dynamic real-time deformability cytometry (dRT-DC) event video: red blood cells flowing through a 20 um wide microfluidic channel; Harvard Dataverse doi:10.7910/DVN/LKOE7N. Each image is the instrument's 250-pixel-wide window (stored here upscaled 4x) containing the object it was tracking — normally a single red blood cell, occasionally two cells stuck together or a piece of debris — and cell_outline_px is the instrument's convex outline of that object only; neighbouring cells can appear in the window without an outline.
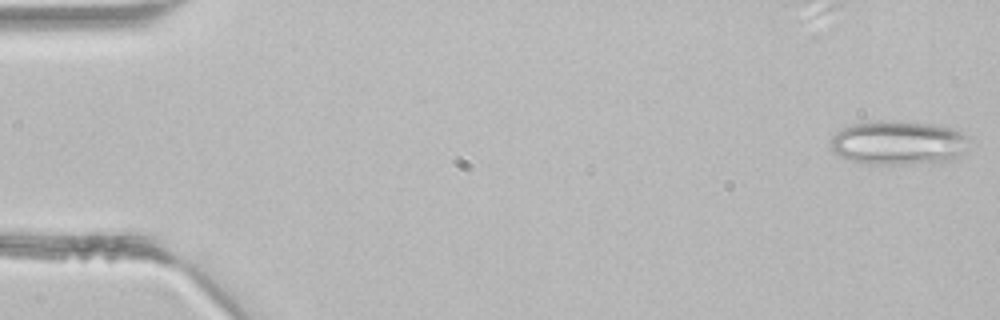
{"species": "common noctule bat (a hibernating species)", "species_latin": "Nyctalus noctula", "temperature_condition": "room temperature", "stored_images_in_passage": 4, "camera_frame_rate_fps": 3000, "um_per_image_px": 0.085, "animal": {"sex": "male", "body_mass_g": 21.5, "forearm_length_mm": 52.0}, "frame": {"image": 1, "passage_image": 1, "time_ms": 0.0, "image_size_px": [1000, 320], "cell_outline_px": [[968, 136], [956, 160], [900, 164], [868, 164], [852, 160], [840, 156], [832, 152], [832, 136], [836, 132], [852, 124], [868, 120], [900, 120], [932, 124], [952, 128]], "centroid_in_image_um": [76.3, 12.11], "position_along_channel_um": 8.7, "area_um2": 35.43}}